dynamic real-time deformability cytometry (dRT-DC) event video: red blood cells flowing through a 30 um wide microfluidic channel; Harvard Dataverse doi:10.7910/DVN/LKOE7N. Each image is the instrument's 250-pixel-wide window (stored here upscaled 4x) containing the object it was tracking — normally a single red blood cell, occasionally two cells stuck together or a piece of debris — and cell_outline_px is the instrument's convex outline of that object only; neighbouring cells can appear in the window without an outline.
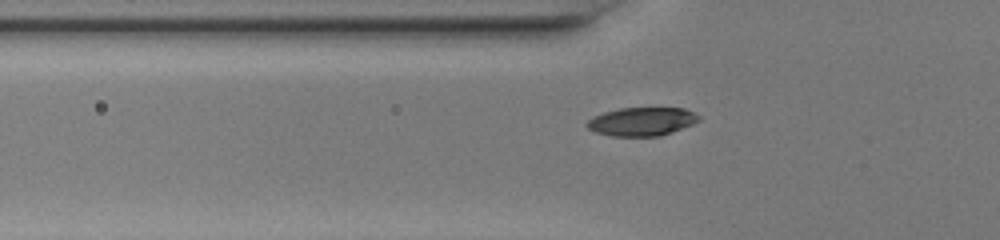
{"species": "common noctule bat (a hibernating species)", "species_latin": "Nyctalus noctula", "temperature_condition": "warm", "stored_images_in_passage": 38, "camera_frame_rate_fps": 3000, "um_per_image_px": 0.085, "animal": {"sex": "female", "body_mass_g": 20.0, "forearm_length_mm": 54.0}, "frame": {"image": 1, "passage_image": 10, "time_ms": 3.0, "image_size_px": [1000, 240], "cell_outline_px": [[700, 120], [692, 124], [672, 132], [660, 136], [612, 136], [596, 132], [588, 128], [584, 124], [592, 116], [604, 112], [620, 108], [684, 108], [700, 116]], "centroid_in_image_um": [54.53, 10.33], "position_along_channel_um": 71.3, "area_um2": 18.55}}
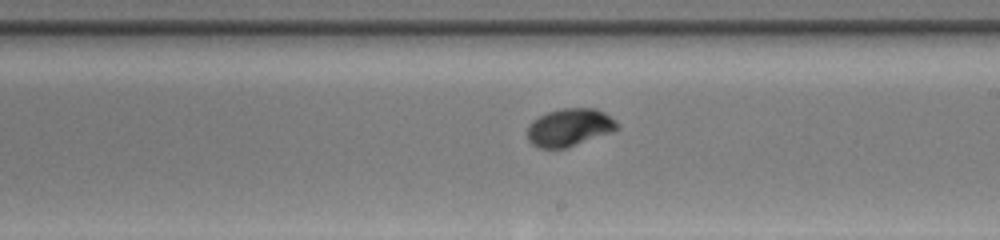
{"frame": {"image": 2, "passage_image": 22, "time_ms": 7.0, "image_size_px": [1000, 240], "cell_outline_px": [[620, 128], [612, 132], [568, 148], [540, 148], [532, 144], [528, 140], [528, 124], [532, 120], [548, 112], [560, 108], [596, 108], [604, 112], [616, 120], [620, 124]], "centroid_in_image_um": [48.44, 10.83], "position_along_channel_um": 240.6, "area_um2": 20.0}}
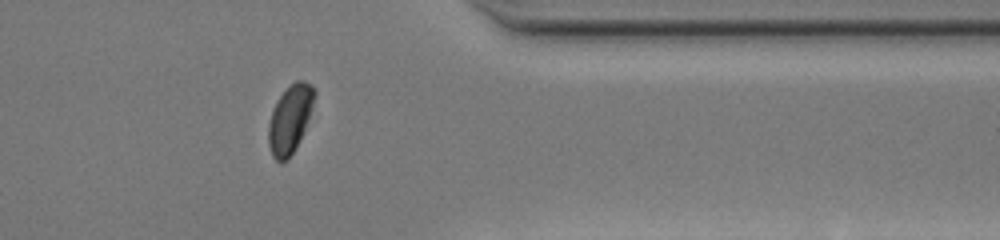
{"frame": {"image": 3, "passage_image": 33, "time_ms": 10.667, "image_size_px": [1000, 240], "cell_outline_px": [[316, 92], [300, 140], [288, 160], [280, 164], [272, 156], [268, 144], [268, 124], [276, 100], [288, 84], [296, 80], [304, 80], [312, 84]], "centroid_in_image_um": [24.62, 10.11], "position_along_channel_um": 386.8, "area_um2": 18.26}, "authors_computed_cell_mechanics": {"area_um2": 19.5075, "velocity_mm_per_s": 4.2562, "shape_relaxation_time_tau1_ms": 1.6571, "shape_relaxation_time_tau2_ms": null, "deformation_change_tau1": 0.1304, "deformation_change_tau2": null}}